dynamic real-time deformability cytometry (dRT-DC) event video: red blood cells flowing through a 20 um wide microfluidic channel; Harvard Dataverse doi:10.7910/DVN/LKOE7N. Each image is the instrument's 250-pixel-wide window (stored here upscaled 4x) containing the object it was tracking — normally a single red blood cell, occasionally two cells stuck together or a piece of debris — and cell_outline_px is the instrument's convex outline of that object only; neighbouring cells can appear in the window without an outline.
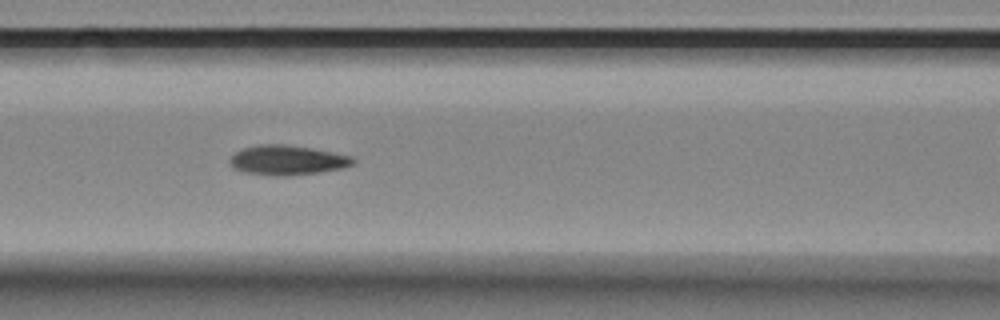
{"species": "Egyptian fruit bat (a non-hibernating species)", "species_latin": "Rousettus aegyptiacus", "temperature_condition": "room temperature", "stored_images_in_passage": 13, "camera_frame_rate_fps": 3000, "um_per_image_px": 0.085, "animal": {"sex": "female"}, "frame": {"image": 1, "passage_image": 4, "time_ms": 3.333, "image_size_px": [1000, 320], "cell_outline_px": [[356, 164], [344, 168], [320, 172], [288, 176], [272, 176], [244, 172], [232, 168], [228, 164], [228, 160], [236, 152], [244, 148], [260, 144], [284, 144], [312, 148], [352, 156], [356, 160]], "centroid_in_image_um": [24.43, 13.62], "position_along_channel_um": 142.2, "area_um2": 21.62}}
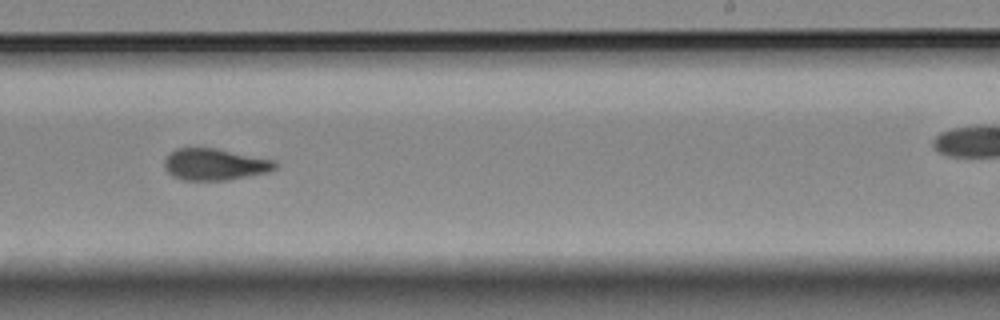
{"frame": {"image": 2, "passage_image": 7, "time_ms": 7.0, "image_size_px": [1000, 320], "cell_outline_px": [[276, 168], [268, 172], [228, 180], [184, 180], [172, 176], [164, 168], [164, 160], [176, 148], [216, 148], [276, 160]], "centroid_in_image_um": [18.26, 13.97], "position_along_channel_um": 270.7, "area_um2": 20.4}}
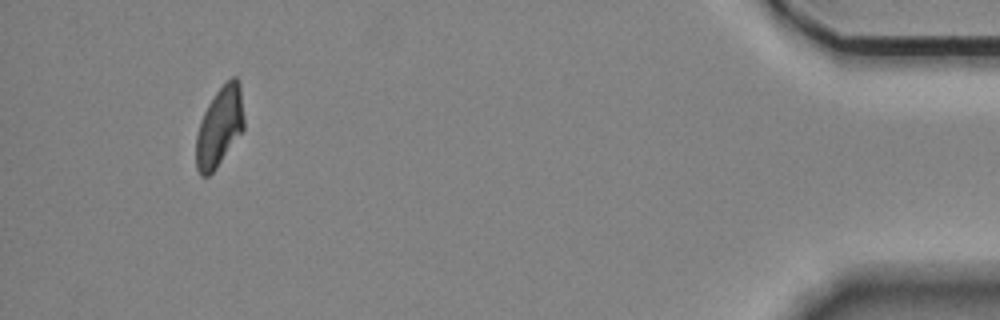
{"frame": {"image": 3, "passage_image": 13, "time_ms": 15.0, "image_size_px": [1000, 320], "cell_outline_px": [[244, 128], [216, 168], [208, 176], [200, 176], [196, 168], [196, 136], [200, 120], [208, 104], [216, 92], [232, 76], [236, 76], [240, 80], [244, 116]], "centroid_in_image_um": [18.66, 10.75], "position_along_channel_um": 416.5, "area_um2": 22.2}, "authors_computed_cell_mechanics": {"area_um2": 21.6172, "velocity_mm_per_s": 3.5182, "shape_relaxation_time_tau1_ms": 2.2446, "shape_relaxation_time_tau2_ms": 1.5365, "deformation_change_tau1": 0.0856, "deformation_change_tau2": 0.0629}}